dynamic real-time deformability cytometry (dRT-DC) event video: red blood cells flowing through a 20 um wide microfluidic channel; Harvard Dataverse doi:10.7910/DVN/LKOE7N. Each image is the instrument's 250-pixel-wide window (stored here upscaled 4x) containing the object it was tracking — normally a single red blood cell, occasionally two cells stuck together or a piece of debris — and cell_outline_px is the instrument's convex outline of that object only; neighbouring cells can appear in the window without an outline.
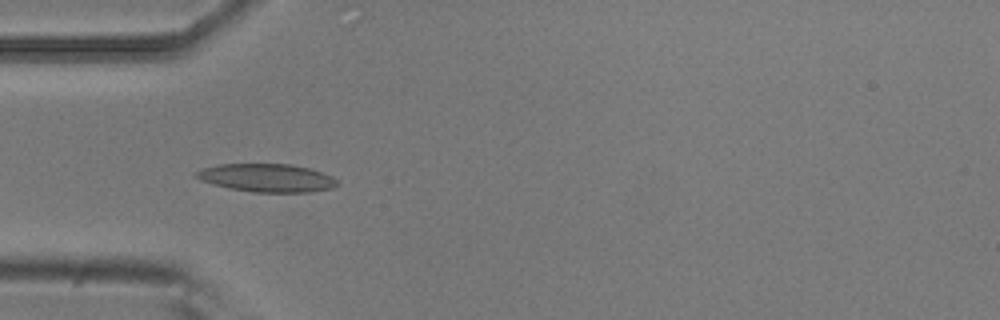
{"species": "common noctule bat (a hibernating species)", "species_latin": "Nyctalus noctula", "temperature_condition": "room temperature", "stored_images_in_passage": 5, "camera_frame_rate_fps": 3000, "um_per_image_px": 0.085, "animal": {"sex": "male", "body_mass_g": 20.5, "forearm_length_mm": 52.5}, "frame": {"image": 1, "passage_image": 4, "time_ms": 1.0, "image_size_px": [1000, 320], "cell_outline_px": [[340, 184], [332, 188], [308, 192], [252, 192], [228, 188], [212, 184], [200, 180], [196, 176], [196, 172], [204, 168], [220, 164], [292, 164], [308, 168], [332, 176]], "centroid_in_image_um": [22.69, 15.12], "position_along_channel_um": 62.3, "area_um2": 23.0}}
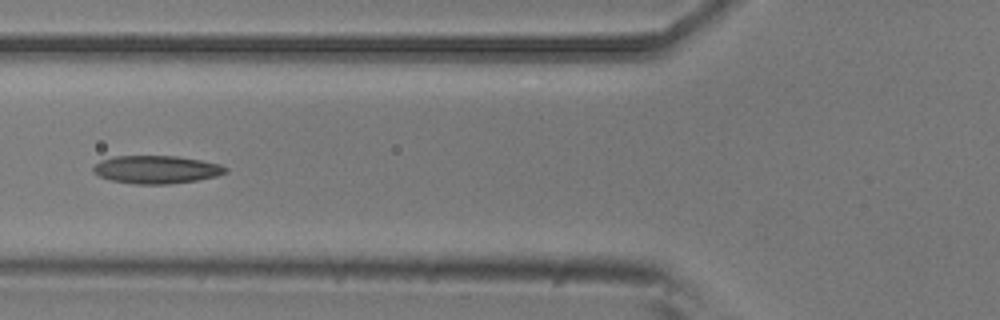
{"frame": {"image": 2, "passage_image": 5, "time_ms": 1.333, "image_size_px": [1000, 320], "cell_outline_px": [[228, 172], [216, 176], [196, 180], [168, 184], [132, 184], [112, 180], [100, 176], [92, 172], [92, 168], [100, 160], [112, 156], [176, 156], [200, 160], [220, 164], [228, 168]], "centroid_in_image_um": [13.28, 14.41], "position_along_channel_um": 112.5, "area_um2": 21.56}}